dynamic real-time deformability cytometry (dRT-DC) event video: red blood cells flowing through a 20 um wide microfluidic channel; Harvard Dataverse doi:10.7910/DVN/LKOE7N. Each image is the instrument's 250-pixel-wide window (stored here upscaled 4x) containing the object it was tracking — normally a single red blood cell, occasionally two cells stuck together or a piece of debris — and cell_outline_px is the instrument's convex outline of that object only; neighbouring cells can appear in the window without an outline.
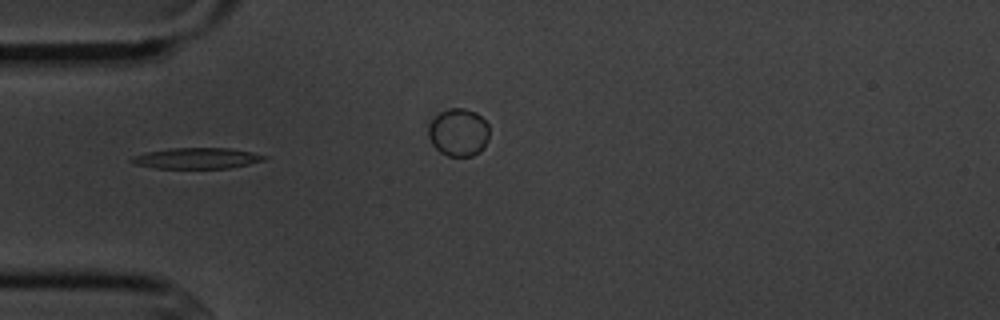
{"species": "common noctule bat (a hibernating species)", "species_latin": "Nyctalus noctula", "temperature_condition": "cold", "stored_images_in_passage": 8, "camera_frame_rate_fps": 3000, "um_per_image_px": 0.085, "animal": {"sex": "male", "body_mass_g": 20.1, "forearm_length_mm": 53.5}, "frame": {"image": 1, "passage_image": 5, "time_ms": 5.333, "image_size_px": [1000, 320], "cell_outline_px": [[268, 156], [264, 160], [248, 164], [228, 168], [156, 168], [132, 164], [128, 160], [132, 156], [148, 152], [168, 148], [228, 148], [252, 152]], "centroid_in_image_um": [16.68, 13.45], "position_along_channel_um": 68.3, "area_um2": 16.13}}
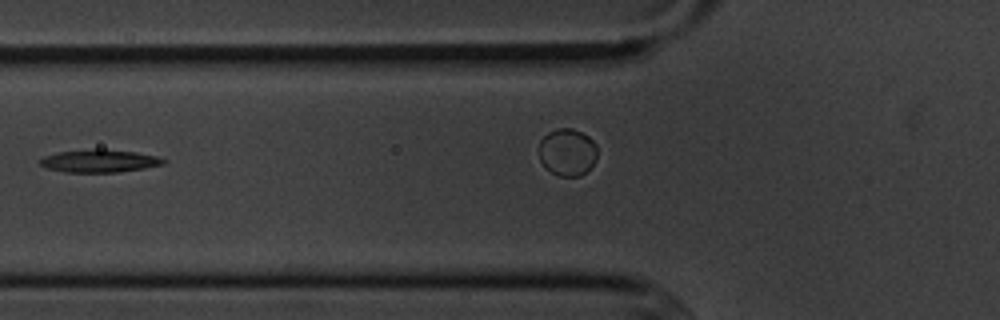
{"frame": {"image": 2, "passage_image": 6, "time_ms": 6.667, "image_size_px": [1000, 320], "cell_outline_px": [[168, 160], [164, 164], [144, 168], [116, 172], [64, 172], [48, 168], [40, 164], [40, 160], [44, 156], [56, 152], [96, 148], [104, 148], [136, 152], [156, 156]], "centroid_in_image_um": [8.46, 13.66], "position_along_channel_um": 117.3, "area_um2": 16.47}}
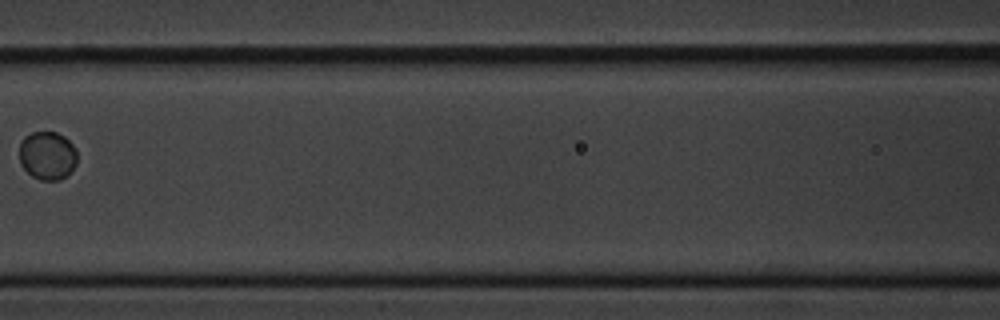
{"frame": {"image": 3, "passage_image": 8, "time_ms": 9.0, "image_size_px": [1000, 320], "cell_outline_px": [[76, 164], [60, 180], [40, 180], [32, 176], [20, 164], [20, 140], [24, 136], [32, 132], [56, 132], [64, 136], [76, 148]], "centroid_in_image_um": [4.01, 13.2], "position_along_channel_um": 162.6, "area_um2": 16.24}}